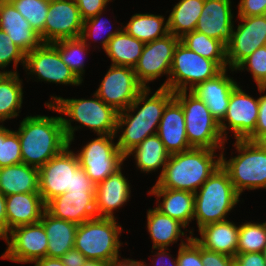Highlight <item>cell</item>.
<instances>
[{"label":"cell","mask_w":266,"mask_h":266,"mask_svg":"<svg viewBox=\"0 0 266 266\" xmlns=\"http://www.w3.org/2000/svg\"><path fill=\"white\" fill-rule=\"evenodd\" d=\"M238 17L266 15V0H240Z\"/></svg>","instance_id":"bcb514c9"},{"label":"cell","mask_w":266,"mask_h":266,"mask_svg":"<svg viewBox=\"0 0 266 266\" xmlns=\"http://www.w3.org/2000/svg\"><path fill=\"white\" fill-rule=\"evenodd\" d=\"M201 260L204 266H230L234 258L201 247Z\"/></svg>","instance_id":"c3c4849f"},{"label":"cell","mask_w":266,"mask_h":266,"mask_svg":"<svg viewBox=\"0 0 266 266\" xmlns=\"http://www.w3.org/2000/svg\"><path fill=\"white\" fill-rule=\"evenodd\" d=\"M144 261H135L132 259H119L118 257L113 258L109 262V266H147V264H144Z\"/></svg>","instance_id":"db71d44e"},{"label":"cell","mask_w":266,"mask_h":266,"mask_svg":"<svg viewBox=\"0 0 266 266\" xmlns=\"http://www.w3.org/2000/svg\"><path fill=\"white\" fill-rule=\"evenodd\" d=\"M147 228L153 241V249L166 248L184 236L186 228L178 220L163 214L156 207L147 211Z\"/></svg>","instance_id":"f546056e"},{"label":"cell","mask_w":266,"mask_h":266,"mask_svg":"<svg viewBox=\"0 0 266 266\" xmlns=\"http://www.w3.org/2000/svg\"><path fill=\"white\" fill-rule=\"evenodd\" d=\"M25 69L37 75L39 81L59 84L80 85L75 73L62 61L58 50L51 43H43L25 54Z\"/></svg>","instance_id":"9a60e30c"},{"label":"cell","mask_w":266,"mask_h":266,"mask_svg":"<svg viewBox=\"0 0 266 266\" xmlns=\"http://www.w3.org/2000/svg\"><path fill=\"white\" fill-rule=\"evenodd\" d=\"M238 156L228 161L221 152V166L228 172L235 191L266 189V150L257 142L236 140Z\"/></svg>","instance_id":"ba28073f"},{"label":"cell","mask_w":266,"mask_h":266,"mask_svg":"<svg viewBox=\"0 0 266 266\" xmlns=\"http://www.w3.org/2000/svg\"><path fill=\"white\" fill-rule=\"evenodd\" d=\"M243 22L233 29L232 39L226 46L228 66L234 69L256 49L266 45V15L239 17Z\"/></svg>","instance_id":"2e32d148"},{"label":"cell","mask_w":266,"mask_h":266,"mask_svg":"<svg viewBox=\"0 0 266 266\" xmlns=\"http://www.w3.org/2000/svg\"><path fill=\"white\" fill-rule=\"evenodd\" d=\"M234 259L240 266H266L263 252L237 253Z\"/></svg>","instance_id":"681fc988"},{"label":"cell","mask_w":266,"mask_h":266,"mask_svg":"<svg viewBox=\"0 0 266 266\" xmlns=\"http://www.w3.org/2000/svg\"><path fill=\"white\" fill-rule=\"evenodd\" d=\"M180 38L168 34L163 38L145 43L142 54L134 66L138 82L147 88V83L163 74L170 75L173 54Z\"/></svg>","instance_id":"5bb4252c"},{"label":"cell","mask_w":266,"mask_h":266,"mask_svg":"<svg viewBox=\"0 0 266 266\" xmlns=\"http://www.w3.org/2000/svg\"><path fill=\"white\" fill-rule=\"evenodd\" d=\"M59 52L62 61L83 81V56L89 48L81 37L75 39H62L51 43Z\"/></svg>","instance_id":"8d00e7d4"},{"label":"cell","mask_w":266,"mask_h":266,"mask_svg":"<svg viewBox=\"0 0 266 266\" xmlns=\"http://www.w3.org/2000/svg\"><path fill=\"white\" fill-rule=\"evenodd\" d=\"M110 1L111 0H74L78 6L83 21L103 12L107 3Z\"/></svg>","instance_id":"f6af8a7d"},{"label":"cell","mask_w":266,"mask_h":266,"mask_svg":"<svg viewBox=\"0 0 266 266\" xmlns=\"http://www.w3.org/2000/svg\"><path fill=\"white\" fill-rule=\"evenodd\" d=\"M144 45V42L132 37L122 29L110 39L104 51L111 59V65L134 68L142 54Z\"/></svg>","instance_id":"1f68e13d"},{"label":"cell","mask_w":266,"mask_h":266,"mask_svg":"<svg viewBox=\"0 0 266 266\" xmlns=\"http://www.w3.org/2000/svg\"><path fill=\"white\" fill-rule=\"evenodd\" d=\"M60 260L63 262L65 266H83L88 260L82 252L77 250L76 248L70 249L66 252Z\"/></svg>","instance_id":"f907efd6"},{"label":"cell","mask_w":266,"mask_h":266,"mask_svg":"<svg viewBox=\"0 0 266 266\" xmlns=\"http://www.w3.org/2000/svg\"><path fill=\"white\" fill-rule=\"evenodd\" d=\"M129 181L121 172V168L96 185L95 206L97 217L115 218L113 210L129 201Z\"/></svg>","instance_id":"cb8c5ba5"},{"label":"cell","mask_w":266,"mask_h":266,"mask_svg":"<svg viewBox=\"0 0 266 266\" xmlns=\"http://www.w3.org/2000/svg\"><path fill=\"white\" fill-rule=\"evenodd\" d=\"M22 162L20 140L17 132L0 125V168Z\"/></svg>","instance_id":"ab89813d"},{"label":"cell","mask_w":266,"mask_h":266,"mask_svg":"<svg viewBox=\"0 0 266 266\" xmlns=\"http://www.w3.org/2000/svg\"><path fill=\"white\" fill-rule=\"evenodd\" d=\"M40 222L44 226L48 239L47 257L61 258L74 248L77 224L56 218L44 211Z\"/></svg>","instance_id":"83f0119b"},{"label":"cell","mask_w":266,"mask_h":266,"mask_svg":"<svg viewBox=\"0 0 266 266\" xmlns=\"http://www.w3.org/2000/svg\"><path fill=\"white\" fill-rule=\"evenodd\" d=\"M143 89L132 67L111 65L95 94L119 112L127 109Z\"/></svg>","instance_id":"4fadbf2b"},{"label":"cell","mask_w":266,"mask_h":266,"mask_svg":"<svg viewBox=\"0 0 266 266\" xmlns=\"http://www.w3.org/2000/svg\"><path fill=\"white\" fill-rule=\"evenodd\" d=\"M231 11V0H205L195 31L227 46L232 39L234 27Z\"/></svg>","instance_id":"ffe728a7"},{"label":"cell","mask_w":266,"mask_h":266,"mask_svg":"<svg viewBox=\"0 0 266 266\" xmlns=\"http://www.w3.org/2000/svg\"><path fill=\"white\" fill-rule=\"evenodd\" d=\"M164 22L161 15L139 13L133 15L123 29L132 37L148 43L169 34L168 21Z\"/></svg>","instance_id":"e575fe53"},{"label":"cell","mask_w":266,"mask_h":266,"mask_svg":"<svg viewBox=\"0 0 266 266\" xmlns=\"http://www.w3.org/2000/svg\"><path fill=\"white\" fill-rule=\"evenodd\" d=\"M266 246V222L239 225L237 253L263 252Z\"/></svg>","instance_id":"f35d334b"},{"label":"cell","mask_w":266,"mask_h":266,"mask_svg":"<svg viewBox=\"0 0 266 266\" xmlns=\"http://www.w3.org/2000/svg\"><path fill=\"white\" fill-rule=\"evenodd\" d=\"M92 99H64L53 96L50 103H45L48 109L61 113V120L66 138L71 145L77 127H72L71 121H77L81 127L86 126L98 135H114L116 132L118 112L110 105L105 104L95 93ZM53 101V102H52ZM83 125V126H82Z\"/></svg>","instance_id":"277c9868"},{"label":"cell","mask_w":266,"mask_h":266,"mask_svg":"<svg viewBox=\"0 0 266 266\" xmlns=\"http://www.w3.org/2000/svg\"><path fill=\"white\" fill-rule=\"evenodd\" d=\"M102 12L98 13L96 16L87 19L85 21H83V29H82V34H81V38L87 42V39L90 38H96V40H94L95 42L97 41V36L101 35L100 33H102V31H108L105 38H103L104 40L101 41L102 47L105 50L108 42L110 41V39L115 36L116 34H118L122 28H118L116 30L110 31V29H107L109 27H107V22L106 20H103L102 17ZM96 36V37H95Z\"/></svg>","instance_id":"b9f144b4"},{"label":"cell","mask_w":266,"mask_h":266,"mask_svg":"<svg viewBox=\"0 0 266 266\" xmlns=\"http://www.w3.org/2000/svg\"><path fill=\"white\" fill-rule=\"evenodd\" d=\"M258 112L259 98H252L237 85L231 92L226 115L219 123L224 139L227 141L226 131L229 129L234 132L236 140H246L255 130Z\"/></svg>","instance_id":"e0dca14e"},{"label":"cell","mask_w":266,"mask_h":266,"mask_svg":"<svg viewBox=\"0 0 266 266\" xmlns=\"http://www.w3.org/2000/svg\"><path fill=\"white\" fill-rule=\"evenodd\" d=\"M39 168L19 163L0 168V192L11 194L39 192Z\"/></svg>","instance_id":"f1b7e54d"},{"label":"cell","mask_w":266,"mask_h":266,"mask_svg":"<svg viewBox=\"0 0 266 266\" xmlns=\"http://www.w3.org/2000/svg\"><path fill=\"white\" fill-rule=\"evenodd\" d=\"M263 254H264V258H265V260H266V246H265V248H264Z\"/></svg>","instance_id":"91938a15"},{"label":"cell","mask_w":266,"mask_h":266,"mask_svg":"<svg viewBox=\"0 0 266 266\" xmlns=\"http://www.w3.org/2000/svg\"><path fill=\"white\" fill-rule=\"evenodd\" d=\"M223 69L215 77L197 84L190 91L201 99L212 116L220 123L226 115L231 92L237 86V82L226 74Z\"/></svg>","instance_id":"44dd1931"},{"label":"cell","mask_w":266,"mask_h":266,"mask_svg":"<svg viewBox=\"0 0 266 266\" xmlns=\"http://www.w3.org/2000/svg\"><path fill=\"white\" fill-rule=\"evenodd\" d=\"M157 135L170 155L191 149L187 140L184 112L175 98L164 109Z\"/></svg>","instance_id":"603a6c76"},{"label":"cell","mask_w":266,"mask_h":266,"mask_svg":"<svg viewBox=\"0 0 266 266\" xmlns=\"http://www.w3.org/2000/svg\"><path fill=\"white\" fill-rule=\"evenodd\" d=\"M198 230L201 238H193L201 247L235 258L238 247L239 226L226 220L207 224Z\"/></svg>","instance_id":"484cf974"},{"label":"cell","mask_w":266,"mask_h":266,"mask_svg":"<svg viewBox=\"0 0 266 266\" xmlns=\"http://www.w3.org/2000/svg\"><path fill=\"white\" fill-rule=\"evenodd\" d=\"M222 70L215 61L200 56L179 41L174 50L170 75L161 88L173 92L187 91L189 88L190 91Z\"/></svg>","instance_id":"30bf717a"},{"label":"cell","mask_w":266,"mask_h":266,"mask_svg":"<svg viewBox=\"0 0 266 266\" xmlns=\"http://www.w3.org/2000/svg\"><path fill=\"white\" fill-rule=\"evenodd\" d=\"M230 266H240V264L234 259L231 263Z\"/></svg>","instance_id":"680465c9"},{"label":"cell","mask_w":266,"mask_h":266,"mask_svg":"<svg viewBox=\"0 0 266 266\" xmlns=\"http://www.w3.org/2000/svg\"><path fill=\"white\" fill-rule=\"evenodd\" d=\"M52 216L77 225L97 217L95 191L65 192L46 203Z\"/></svg>","instance_id":"d6986e66"},{"label":"cell","mask_w":266,"mask_h":266,"mask_svg":"<svg viewBox=\"0 0 266 266\" xmlns=\"http://www.w3.org/2000/svg\"><path fill=\"white\" fill-rule=\"evenodd\" d=\"M8 233L3 238L8 247L0 258L33 264L35 260L46 257L48 239L41 222L15 227Z\"/></svg>","instance_id":"7c38bea8"},{"label":"cell","mask_w":266,"mask_h":266,"mask_svg":"<svg viewBox=\"0 0 266 266\" xmlns=\"http://www.w3.org/2000/svg\"><path fill=\"white\" fill-rule=\"evenodd\" d=\"M266 134V95L259 97L258 119L254 132L246 139L256 142L261 136Z\"/></svg>","instance_id":"7dc6e473"},{"label":"cell","mask_w":266,"mask_h":266,"mask_svg":"<svg viewBox=\"0 0 266 266\" xmlns=\"http://www.w3.org/2000/svg\"><path fill=\"white\" fill-rule=\"evenodd\" d=\"M216 149L191 148L171 154L154 186L197 192L201 185L221 166Z\"/></svg>","instance_id":"3957f363"},{"label":"cell","mask_w":266,"mask_h":266,"mask_svg":"<svg viewBox=\"0 0 266 266\" xmlns=\"http://www.w3.org/2000/svg\"><path fill=\"white\" fill-rule=\"evenodd\" d=\"M83 20L74 0H50L44 25V43L80 38Z\"/></svg>","instance_id":"ac0fdd59"},{"label":"cell","mask_w":266,"mask_h":266,"mask_svg":"<svg viewBox=\"0 0 266 266\" xmlns=\"http://www.w3.org/2000/svg\"><path fill=\"white\" fill-rule=\"evenodd\" d=\"M204 3L205 0H180L167 19L169 33L182 38L194 31Z\"/></svg>","instance_id":"836d02e7"},{"label":"cell","mask_w":266,"mask_h":266,"mask_svg":"<svg viewBox=\"0 0 266 266\" xmlns=\"http://www.w3.org/2000/svg\"><path fill=\"white\" fill-rule=\"evenodd\" d=\"M45 208L39 192L6 196L7 234L15 227L40 222Z\"/></svg>","instance_id":"d4e9b609"},{"label":"cell","mask_w":266,"mask_h":266,"mask_svg":"<svg viewBox=\"0 0 266 266\" xmlns=\"http://www.w3.org/2000/svg\"><path fill=\"white\" fill-rule=\"evenodd\" d=\"M149 194L163 198L156 207L163 214L178 220L185 227L193 220L194 215V193L185 190H175L153 186Z\"/></svg>","instance_id":"4316f807"},{"label":"cell","mask_w":266,"mask_h":266,"mask_svg":"<svg viewBox=\"0 0 266 266\" xmlns=\"http://www.w3.org/2000/svg\"><path fill=\"white\" fill-rule=\"evenodd\" d=\"M174 92L185 116L187 140L191 148L222 149L226 141L219 122L212 116L205 103L191 91Z\"/></svg>","instance_id":"52a82bcc"},{"label":"cell","mask_w":266,"mask_h":266,"mask_svg":"<svg viewBox=\"0 0 266 266\" xmlns=\"http://www.w3.org/2000/svg\"><path fill=\"white\" fill-rule=\"evenodd\" d=\"M191 236L186 237L187 242L181 241L178 250L177 262L178 266H204L201 260V246L192 237L193 233L190 230Z\"/></svg>","instance_id":"ee69618b"},{"label":"cell","mask_w":266,"mask_h":266,"mask_svg":"<svg viewBox=\"0 0 266 266\" xmlns=\"http://www.w3.org/2000/svg\"><path fill=\"white\" fill-rule=\"evenodd\" d=\"M133 154L136 165L142 172L149 173L162 167L160 175L170 157L157 134L146 137L138 146L129 151L125 158Z\"/></svg>","instance_id":"4dcf8cb0"},{"label":"cell","mask_w":266,"mask_h":266,"mask_svg":"<svg viewBox=\"0 0 266 266\" xmlns=\"http://www.w3.org/2000/svg\"><path fill=\"white\" fill-rule=\"evenodd\" d=\"M263 149L266 150V134L261 136L257 141H256Z\"/></svg>","instance_id":"6f0895ef"},{"label":"cell","mask_w":266,"mask_h":266,"mask_svg":"<svg viewBox=\"0 0 266 266\" xmlns=\"http://www.w3.org/2000/svg\"><path fill=\"white\" fill-rule=\"evenodd\" d=\"M149 92V87L144 88L127 109L118 112L116 132L121 128L122 134L117 147L125 156L146 137L157 134L164 109L174 98V92L167 88L160 87L151 97L148 96ZM137 109L139 110L135 115L130 113Z\"/></svg>","instance_id":"6da1fadb"},{"label":"cell","mask_w":266,"mask_h":266,"mask_svg":"<svg viewBox=\"0 0 266 266\" xmlns=\"http://www.w3.org/2000/svg\"><path fill=\"white\" fill-rule=\"evenodd\" d=\"M7 236L6 197L0 192V238Z\"/></svg>","instance_id":"816d5d0a"},{"label":"cell","mask_w":266,"mask_h":266,"mask_svg":"<svg viewBox=\"0 0 266 266\" xmlns=\"http://www.w3.org/2000/svg\"><path fill=\"white\" fill-rule=\"evenodd\" d=\"M77 153L79 165L97 185L121 168L125 155L113 143L114 135H98Z\"/></svg>","instance_id":"8fae6325"},{"label":"cell","mask_w":266,"mask_h":266,"mask_svg":"<svg viewBox=\"0 0 266 266\" xmlns=\"http://www.w3.org/2000/svg\"><path fill=\"white\" fill-rule=\"evenodd\" d=\"M22 98V81L17 71H3L0 74V122L19 115Z\"/></svg>","instance_id":"d6a6232c"},{"label":"cell","mask_w":266,"mask_h":266,"mask_svg":"<svg viewBox=\"0 0 266 266\" xmlns=\"http://www.w3.org/2000/svg\"><path fill=\"white\" fill-rule=\"evenodd\" d=\"M83 266H109V262L88 259Z\"/></svg>","instance_id":"9f6ffc18"},{"label":"cell","mask_w":266,"mask_h":266,"mask_svg":"<svg viewBox=\"0 0 266 266\" xmlns=\"http://www.w3.org/2000/svg\"><path fill=\"white\" fill-rule=\"evenodd\" d=\"M180 41L200 56L215 61L222 69L228 68L226 46L221 41L195 30L186 33Z\"/></svg>","instance_id":"d590c367"},{"label":"cell","mask_w":266,"mask_h":266,"mask_svg":"<svg viewBox=\"0 0 266 266\" xmlns=\"http://www.w3.org/2000/svg\"><path fill=\"white\" fill-rule=\"evenodd\" d=\"M18 12L38 32L44 43V25L49 10L50 0H9Z\"/></svg>","instance_id":"74e56055"},{"label":"cell","mask_w":266,"mask_h":266,"mask_svg":"<svg viewBox=\"0 0 266 266\" xmlns=\"http://www.w3.org/2000/svg\"><path fill=\"white\" fill-rule=\"evenodd\" d=\"M12 61L15 69L19 62L24 66L25 53L0 29V68H5Z\"/></svg>","instance_id":"7bdbcfd3"},{"label":"cell","mask_w":266,"mask_h":266,"mask_svg":"<svg viewBox=\"0 0 266 266\" xmlns=\"http://www.w3.org/2000/svg\"><path fill=\"white\" fill-rule=\"evenodd\" d=\"M199 193V194H198ZM239 194L235 191L228 172L219 166L194 193V215L198 228L226 221V215L236 204Z\"/></svg>","instance_id":"8992f818"},{"label":"cell","mask_w":266,"mask_h":266,"mask_svg":"<svg viewBox=\"0 0 266 266\" xmlns=\"http://www.w3.org/2000/svg\"><path fill=\"white\" fill-rule=\"evenodd\" d=\"M250 71L257 83L258 91H266V46L256 49L249 57L244 59L234 70Z\"/></svg>","instance_id":"60d3db41"},{"label":"cell","mask_w":266,"mask_h":266,"mask_svg":"<svg viewBox=\"0 0 266 266\" xmlns=\"http://www.w3.org/2000/svg\"><path fill=\"white\" fill-rule=\"evenodd\" d=\"M156 250H158V252H156V255H154V256H156V257H158V258H156V260L154 261L153 260V265L154 266H178V262H177V258L176 259H172V260H169V263L166 261V259L165 260H163L164 258H166L167 256H169V258H171L170 257V255L166 252V250H169L168 248L166 249V248H158V249H156ZM163 258V259H162ZM158 259V260H157ZM163 261V262H162ZM171 261V262H170ZM165 262H167V263H165ZM155 263V264H154Z\"/></svg>","instance_id":"f5cc1de1"},{"label":"cell","mask_w":266,"mask_h":266,"mask_svg":"<svg viewBox=\"0 0 266 266\" xmlns=\"http://www.w3.org/2000/svg\"><path fill=\"white\" fill-rule=\"evenodd\" d=\"M16 132L23 163L36 168H41L69 146L61 116H27Z\"/></svg>","instance_id":"7a4b0ae2"},{"label":"cell","mask_w":266,"mask_h":266,"mask_svg":"<svg viewBox=\"0 0 266 266\" xmlns=\"http://www.w3.org/2000/svg\"><path fill=\"white\" fill-rule=\"evenodd\" d=\"M0 29L25 53L43 44V41L9 0H0Z\"/></svg>","instance_id":"7402d4cb"},{"label":"cell","mask_w":266,"mask_h":266,"mask_svg":"<svg viewBox=\"0 0 266 266\" xmlns=\"http://www.w3.org/2000/svg\"><path fill=\"white\" fill-rule=\"evenodd\" d=\"M67 146L39 168V193L46 204L65 192L95 191V183L79 165L77 155Z\"/></svg>","instance_id":"5b68a950"},{"label":"cell","mask_w":266,"mask_h":266,"mask_svg":"<svg viewBox=\"0 0 266 266\" xmlns=\"http://www.w3.org/2000/svg\"><path fill=\"white\" fill-rule=\"evenodd\" d=\"M121 231L115 218L96 217L78 225L74 248L87 259L110 262L119 256Z\"/></svg>","instance_id":"9c48e42d"},{"label":"cell","mask_w":266,"mask_h":266,"mask_svg":"<svg viewBox=\"0 0 266 266\" xmlns=\"http://www.w3.org/2000/svg\"><path fill=\"white\" fill-rule=\"evenodd\" d=\"M34 266H65L60 258L44 257L33 262Z\"/></svg>","instance_id":"11a10c76"}]
</instances>
